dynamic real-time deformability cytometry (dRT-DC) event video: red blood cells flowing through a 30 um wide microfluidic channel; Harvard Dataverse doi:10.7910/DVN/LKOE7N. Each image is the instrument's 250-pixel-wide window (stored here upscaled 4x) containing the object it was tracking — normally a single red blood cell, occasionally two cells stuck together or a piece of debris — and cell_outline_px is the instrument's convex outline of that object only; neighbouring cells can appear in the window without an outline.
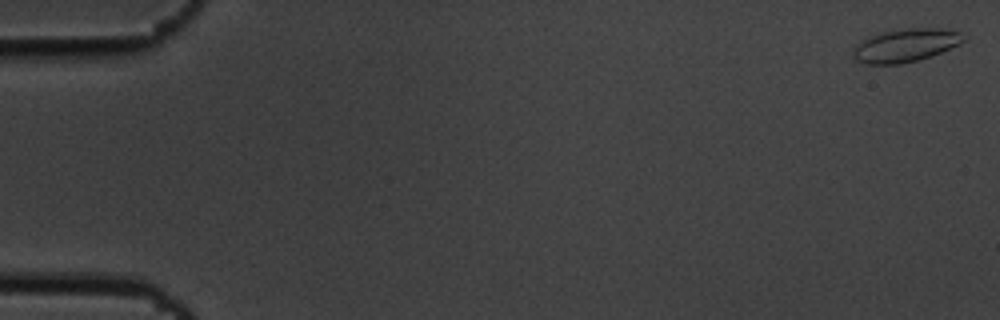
{"species": "common noctule bat (a hibernating species)", "species_latin": "Nyctalus noctula", "temperature_condition": "cold", "stored_images_in_passage": 56, "camera_frame_rate_fps": 3000, "um_per_image_px": 0.085, "animal": {"sex": "male", "body_mass_g": 19.5, "forearm_length_mm": 54.6}, "frame": {"image": 1, "passage_image": 1, "time_ms": 0.0, "image_size_px": [1000, 320], "cell_outline_px": [[968, 40], [960, 44], [940, 52], [916, 60], [900, 64], [868, 64], [856, 60], [852, 56], [852, 48], [860, 40], [868, 36], [880, 32], [908, 28], [940, 28], [960, 32], [968, 36]], "centroid_in_image_um": [76.96, 3.84], "position_along_channel_um": 8.0, "area_um2": 21.56}}
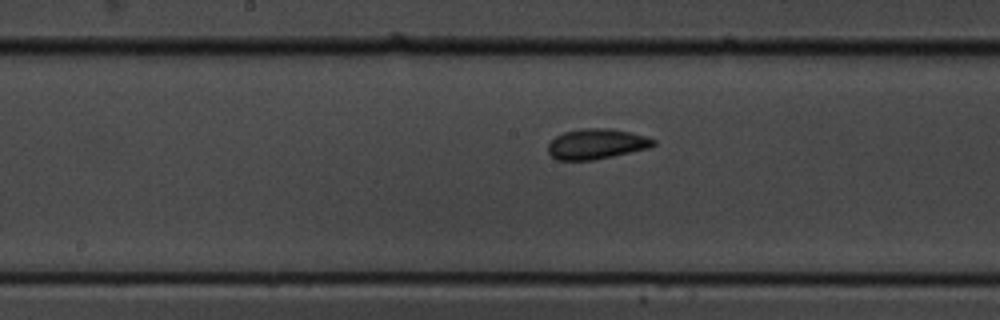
{"frame": {"image": 2, "passage_image": 29, "time_ms": 9.333, "image_size_px": [1000, 320], "cell_outline_px": [[656, 144], [648, 148], [612, 156], [592, 160], [556, 160], [548, 152], [548, 144], [556, 136], [564, 132], [580, 128], [608, 128], [628, 132], [644, 136], [656, 140]], "centroid_in_image_um": [50.67, 12.23], "position_along_channel_um": 197.5, "area_um2": 18.44}}
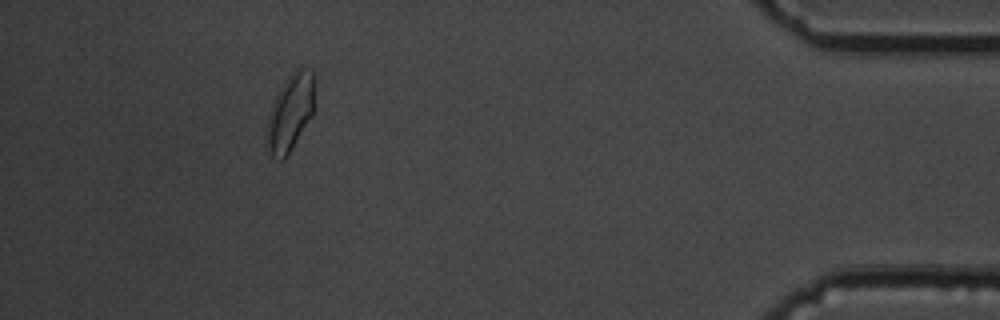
{"frame": {"image": 3, "passage_image": 51, "time_ms": 16.667, "image_size_px": [1000, 320], "cell_outline_px": [[316, 88], [312, 116], [292, 148], [284, 160], [280, 160], [272, 156], [264, 148], [264, 136], [268, 112], [280, 88], [288, 76], [296, 68], [312, 68]], "centroid_in_image_um": [24.65, 9.58], "position_along_channel_um": 410.6, "area_um2": 22.2}, "authors_computed_cell_mechanics": {"area_um2": 18.785, "velocity_mm_per_s": 3.6271, "shape_relaxation_time_tau1_ms": 4.9253, "shape_relaxation_time_tau2_ms": 1.2674, "deformation_change_tau1": 0.0789, "deformation_change_tau2": 0.0543}}